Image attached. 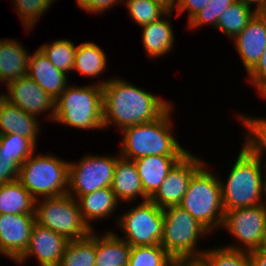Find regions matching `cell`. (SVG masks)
Listing matches in <instances>:
<instances>
[{
    "mask_svg": "<svg viewBox=\"0 0 266 266\" xmlns=\"http://www.w3.org/2000/svg\"><path fill=\"white\" fill-rule=\"evenodd\" d=\"M172 259L161 245L133 246L128 266H170Z\"/></svg>",
    "mask_w": 266,
    "mask_h": 266,
    "instance_id": "34",
    "label": "cell"
},
{
    "mask_svg": "<svg viewBox=\"0 0 266 266\" xmlns=\"http://www.w3.org/2000/svg\"><path fill=\"white\" fill-rule=\"evenodd\" d=\"M1 96L25 113L35 117L46 116L44 119L53 123L55 99L28 76L9 82Z\"/></svg>",
    "mask_w": 266,
    "mask_h": 266,
    "instance_id": "13",
    "label": "cell"
},
{
    "mask_svg": "<svg viewBox=\"0 0 266 266\" xmlns=\"http://www.w3.org/2000/svg\"><path fill=\"white\" fill-rule=\"evenodd\" d=\"M198 154L188 152L168 173L156 193L149 199L161 209L182 202L192 176L207 162Z\"/></svg>",
    "mask_w": 266,
    "mask_h": 266,
    "instance_id": "12",
    "label": "cell"
},
{
    "mask_svg": "<svg viewBox=\"0 0 266 266\" xmlns=\"http://www.w3.org/2000/svg\"><path fill=\"white\" fill-rule=\"evenodd\" d=\"M249 258L251 266H266V251L264 250H253L249 252Z\"/></svg>",
    "mask_w": 266,
    "mask_h": 266,
    "instance_id": "41",
    "label": "cell"
},
{
    "mask_svg": "<svg viewBox=\"0 0 266 266\" xmlns=\"http://www.w3.org/2000/svg\"><path fill=\"white\" fill-rule=\"evenodd\" d=\"M35 222L69 241L83 239L92 231L82 219L77 199L68 193L37 199Z\"/></svg>",
    "mask_w": 266,
    "mask_h": 266,
    "instance_id": "8",
    "label": "cell"
},
{
    "mask_svg": "<svg viewBox=\"0 0 266 266\" xmlns=\"http://www.w3.org/2000/svg\"><path fill=\"white\" fill-rule=\"evenodd\" d=\"M236 1L237 0H210L197 15L186 23L187 30L195 31L204 26H211L212 29H215L221 13Z\"/></svg>",
    "mask_w": 266,
    "mask_h": 266,
    "instance_id": "35",
    "label": "cell"
},
{
    "mask_svg": "<svg viewBox=\"0 0 266 266\" xmlns=\"http://www.w3.org/2000/svg\"><path fill=\"white\" fill-rule=\"evenodd\" d=\"M235 115L244 129L242 146L266 165V117L238 112Z\"/></svg>",
    "mask_w": 266,
    "mask_h": 266,
    "instance_id": "26",
    "label": "cell"
},
{
    "mask_svg": "<svg viewBox=\"0 0 266 266\" xmlns=\"http://www.w3.org/2000/svg\"><path fill=\"white\" fill-rule=\"evenodd\" d=\"M35 201L18 180L0 185V214H35Z\"/></svg>",
    "mask_w": 266,
    "mask_h": 266,
    "instance_id": "27",
    "label": "cell"
},
{
    "mask_svg": "<svg viewBox=\"0 0 266 266\" xmlns=\"http://www.w3.org/2000/svg\"><path fill=\"white\" fill-rule=\"evenodd\" d=\"M130 251L131 246L112 230H95V266H128Z\"/></svg>",
    "mask_w": 266,
    "mask_h": 266,
    "instance_id": "25",
    "label": "cell"
},
{
    "mask_svg": "<svg viewBox=\"0 0 266 266\" xmlns=\"http://www.w3.org/2000/svg\"><path fill=\"white\" fill-rule=\"evenodd\" d=\"M120 154H84L78 161H69L68 194L75 199L96 190L111 187L114 169Z\"/></svg>",
    "mask_w": 266,
    "mask_h": 266,
    "instance_id": "10",
    "label": "cell"
},
{
    "mask_svg": "<svg viewBox=\"0 0 266 266\" xmlns=\"http://www.w3.org/2000/svg\"><path fill=\"white\" fill-rule=\"evenodd\" d=\"M35 214H0V251L13 263L26 250Z\"/></svg>",
    "mask_w": 266,
    "mask_h": 266,
    "instance_id": "15",
    "label": "cell"
},
{
    "mask_svg": "<svg viewBox=\"0 0 266 266\" xmlns=\"http://www.w3.org/2000/svg\"><path fill=\"white\" fill-rule=\"evenodd\" d=\"M243 2L245 5L253 7L256 12H266V0H238Z\"/></svg>",
    "mask_w": 266,
    "mask_h": 266,
    "instance_id": "42",
    "label": "cell"
},
{
    "mask_svg": "<svg viewBox=\"0 0 266 266\" xmlns=\"http://www.w3.org/2000/svg\"><path fill=\"white\" fill-rule=\"evenodd\" d=\"M265 196H264V204L266 205V175H265Z\"/></svg>",
    "mask_w": 266,
    "mask_h": 266,
    "instance_id": "46",
    "label": "cell"
},
{
    "mask_svg": "<svg viewBox=\"0 0 266 266\" xmlns=\"http://www.w3.org/2000/svg\"><path fill=\"white\" fill-rule=\"evenodd\" d=\"M231 41L245 74H248L259 62L266 47V12H257Z\"/></svg>",
    "mask_w": 266,
    "mask_h": 266,
    "instance_id": "16",
    "label": "cell"
},
{
    "mask_svg": "<svg viewBox=\"0 0 266 266\" xmlns=\"http://www.w3.org/2000/svg\"><path fill=\"white\" fill-rule=\"evenodd\" d=\"M77 8L89 14L101 15L122 4L123 0H75ZM107 11V12H106Z\"/></svg>",
    "mask_w": 266,
    "mask_h": 266,
    "instance_id": "36",
    "label": "cell"
},
{
    "mask_svg": "<svg viewBox=\"0 0 266 266\" xmlns=\"http://www.w3.org/2000/svg\"><path fill=\"white\" fill-rule=\"evenodd\" d=\"M211 235L181 206L163 209V234L160 245L172 258L201 257L205 249L200 248L199 243Z\"/></svg>",
    "mask_w": 266,
    "mask_h": 266,
    "instance_id": "7",
    "label": "cell"
},
{
    "mask_svg": "<svg viewBox=\"0 0 266 266\" xmlns=\"http://www.w3.org/2000/svg\"><path fill=\"white\" fill-rule=\"evenodd\" d=\"M38 146L27 137L15 134H0V152L13 157L21 166L36 150Z\"/></svg>",
    "mask_w": 266,
    "mask_h": 266,
    "instance_id": "33",
    "label": "cell"
},
{
    "mask_svg": "<svg viewBox=\"0 0 266 266\" xmlns=\"http://www.w3.org/2000/svg\"><path fill=\"white\" fill-rule=\"evenodd\" d=\"M258 250L266 251V226H265V230H264L263 236H262V241H261V244H260Z\"/></svg>",
    "mask_w": 266,
    "mask_h": 266,
    "instance_id": "44",
    "label": "cell"
},
{
    "mask_svg": "<svg viewBox=\"0 0 266 266\" xmlns=\"http://www.w3.org/2000/svg\"><path fill=\"white\" fill-rule=\"evenodd\" d=\"M69 240L49 228L34 223L29 243L15 264L26 265L28 259L35 258L37 266H59Z\"/></svg>",
    "mask_w": 266,
    "mask_h": 266,
    "instance_id": "14",
    "label": "cell"
},
{
    "mask_svg": "<svg viewBox=\"0 0 266 266\" xmlns=\"http://www.w3.org/2000/svg\"><path fill=\"white\" fill-rule=\"evenodd\" d=\"M173 13L168 11L157 21L141 26V42L145 57L156 60L174 51L176 39L171 19Z\"/></svg>",
    "mask_w": 266,
    "mask_h": 266,
    "instance_id": "17",
    "label": "cell"
},
{
    "mask_svg": "<svg viewBox=\"0 0 266 266\" xmlns=\"http://www.w3.org/2000/svg\"><path fill=\"white\" fill-rule=\"evenodd\" d=\"M206 162L191 178L179 206L188 211L211 234L221 231L224 209L219 177Z\"/></svg>",
    "mask_w": 266,
    "mask_h": 266,
    "instance_id": "5",
    "label": "cell"
},
{
    "mask_svg": "<svg viewBox=\"0 0 266 266\" xmlns=\"http://www.w3.org/2000/svg\"><path fill=\"white\" fill-rule=\"evenodd\" d=\"M260 99H264L266 101V87L258 94Z\"/></svg>",
    "mask_w": 266,
    "mask_h": 266,
    "instance_id": "45",
    "label": "cell"
},
{
    "mask_svg": "<svg viewBox=\"0 0 266 266\" xmlns=\"http://www.w3.org/2000/svg\"><path fill=\"white\" fill-rule=\"evenodd\" d=\"M78 205L80 208L83 221L89 226L91 230H94V222L100 220H108L115 214V218L112 220L117 222L119 214L115 212L121 207V203L115 196L111 187L102 188L92 193L80 196L78 199ZM120 206V207H119ZM116 210V211H115Z\"/></svg>",
    "mask_w": 266,
    "mask_h": 266,
    "instance_id": "20",
    "label": "cell"
},
{
    "mask_svg": "<svg viewBox=\"0 0 266 266\" xmlns=\"http://www.w3.org/2000/svg\"><path fill=\"white\" fill-rule=\"evenodd\" d=\"M71 85L55 100L53 123L82 131H104L103 90L101 85Z\"/></svg>",
    "mask_w": 266,
    "mask_h": 266,
    "instance_id": "4",
    "label": "cell"
},
{
    "mask_svg": "<svg viewBox=\"0 0 266 266\" xmlns=\"http://www.w3.org/2000/svg\"><path fill=\"white\" fill-rule=\"evenodd\" d=\"M58 70L72 74L77 45L71 39L60 38L38 47Z\"/></svg>",
    "mask_w": 266,
    "mask_h": 266,
    "instance_id": "30",
    "label": "cell"
},
{
    "mask_svg": "<svg viewBox=\"0 0 266 266\" xmlns=\"http://www.w3.org/2000/svg\"><path fill=\"white\" fill-rule=\"evenodd\" d=\"M170 266H206L201 257L199 258H173Z\"/></svg>",
    "mask_w": 266,
    "mask_h": 266,
    "instance_id": "40",
    "label": "cell"
},
{
    "mask_svg": "<svg viewBox=\"0 0 266 266\" xmlns=\"http://www.w3.org/2000/svg\"><path fill=\"white\" fill-rule=\"evenodd\" d=\"M95 229L79 240H71L66 246L59 266H95Z\"/></svg>",
    "mask_w": 266,
    "mask_h": 266,
    "instance_id": "29",
    "label": "cell"
},
{
    "mask_svg": "<svg viewBox=\"0 0 266 266\" xmlns=\"http://www.w3.org/2000/svg\"><path fill=\"white\" fill-rule=\"evenodd\" d=\"M69 161L36 150L19 169L18 181L37 200L68 193Z\"/></svg>",
    "mask_w": 266,
    "mask_h": 266,
    "instance_id": "6",
    "label": "cell"
},
{
    "mask_svg": "<svg viewBox=\"0 0 266 266\" xmlns=\"http://www.w3.org/2000/svg\"><path fill=\"white\" fill-rule=\"evenodd\" d=\"M183 157L149 155L133 160L140 176L144 194L148 199L156 193L171 169Z\"/></svg>",
    "mask_w": 266,
    "mask_h": 266,
    "instance_id": "23",
    "label": "cell"
},
{
    "mask_svg": "<svg viewBox=\"0 0 266 266\" xmlns=\"http://www.w3.org/2000/svg\"><path fill=\"white\" fill-rule=\"evenodd\" d=\"M27 76L55 100L70 84L68 74L55 68L39 48L30 52Z\"/></svg>",
    "mask_w": 266,
    "mask_h": 266,
    "instance_id": "18",
    "label": "cell"
},
{
    "mask_svg": "<svg viewBox=\"0 0 266 266\" xmlns=\"http://www.w3.org/2000/svg\"><path fill=\"white\" fill-rule=\"evenodd\" d=\"M246 76L245 80L254 87L257 95L266 87V47L259 62Z\"/></svg>",
    "mask_w": 266,
    "mask_h": 266,
    "instance_id": "37",
    "label": "cell"
},
{
    "mask_svg": "<svg viewBox=\"0 0 266 266\" xmlns=\"http://www.w3.org/2000/svg\"><path fill=\"white\" fill-rule=\"evenodd\" d=\"M256 13L254 8L237 0L221 13L215 30L232 40L246 27Z\"/></svg>",
    "mask_w": 266,
    "mask_h": 266,
    "instance_id": "28",
    "label": "cell"
},
{
    "mask_svg": "<svg viewBox=\"0 0 266 266\" xmlns=\"http://www.w3.org/2000/svg\"><path fill=\"white\" fill-rule=\"evenodd\" d=\"M111 189L121 204L127 203L128 208L131 203L144 202L149 200L143 191L140 176L133 160L118 157ZM139 198V199H138Z\"/></svg>",
    "mask_w": 266,
    "mask_h": 266,
    "instance_id": "21",
    "label": "cell"
},
{
    "mask_svg": "<svg viewBox=\"0 0 266 266\" xmlns=\"http://www.w3.org/2000/svg\"><path fill=\"white\" fill-rule=\"evenodd\" d=\"M265 226V204L225 211L221 230L227 231V235L235 240L223 246L246 252L256 250L261 244Z\"/></svg>",
    "mask_w": 266,
    "mask_h": 266,
    "instance_id": "11",
    "label": "cell"
},
{
    "mask_svg": "<svg viewBox=\"0 0 266 266\" xmlns=\"http://www.w3.org/2000/svg\"><path fill=\"white\" fill-rule=\"evenodd\" d=\"M159 4H161L168 11L174 12V8L176 6L177 0H153Z\"/></svg>",
    "mask_w": 266,
    "mask_h": 266,
    "instance_id": "43",
    "label": "cell"
},
{
    "mask_svg": "<svg viewBox=\"0 0 266 266\" xmlns=\"http://www.w3.org/2000/svg\"><path fill=\"white\" fill-rule=\"evenodd\" d=\"M102 90L104 130L115 126L122 131L130 126L154 121L174 103L117 75L112 76Z\"/></svg>",
    "mask_w": 266,
    "mask_h": 266,
    "instance_id": "1",
    "label": "cell"
},
{
    "mask_svg": "<svg viewBox=\"0 0 266 266\" xmlns=\"http://www.w3.org/2000/svg\"><path fill=\"white\" fill-rule=\"evenodd\" d=\"M104 48L94 43V41H84L77 45L73 73L82 75L88 79H96L93 84L103 86L111 78L105 79L102 75L106 73L109 68L107 65V53ZM75 71V72H74ZM77 71V72H76ZM102 78L101 80L99 78ZM99 81H98V80Z\"/></svg>",
    "mask_w": 266,
    "mask_h": 266,
    "instance_id": "24",
    "label": "cell"
},
{
    "mask_svg": "<svg viewBox=\"0 0 266 266\" xmlns=\"http://www.w3.org/2000/svg\"><path fill=\"white\" fill-rule=\"evenodd\" d=\"M201 259L206 266H251L249 252L230 249L223 245L205 248Z\"/></svg>",
    "mask_w": 266,
    "mask_h": 266,
    "instance_id": "31",
    "label": "cell"
},
{
    "mask_svg": "<svg viewBox=\"0 0 266 266\" xmlns=\"http://www.w3.org/2000/svg\"><path fill=\"white\" fill-rule=\"evenodd\" d=\"M128 11V18L139 27L157 21L168 10L153 0H123L122 3Z\"/></svg>",
    "mask_w": 266,
    "mask_h": 266,
    "instance_id": "32",
    "label": "cell"
},
{
    "mask_svg": "<svg viewBox=\"0 0 266 266\" xmlns=\"http://www.w3.org/2000/svg\"><path fill=\"white\" fill-rule=\"evenodd\" d=\"M125 212L118 213L117 222L111 229L131 247L160 245L163 234V209L150 200L132 203ZM118 230L123 234L116 233ZM120 235V236H119Z\"/></svg>",
    "mask_w": 266,
    "mask_h": 266,
    "instance_id": "9",
    "label": "cell"
},
{
    "mask_svg": "<svg viewBox=\"0 0 266 266\" xmlns=\"http://www.w3.org/2000/svg\"><path fill=\"white\" fill-rule=\"evenodd\" d=\"M175 105L172 104L156 120L127 127L120 131L121 143L119 154L121 157L136 160L140 157L156 156H185L190 150L183 147L176 139L173 114Z\"/></svg>",
    "mask_w": 266,
    "mask_h": 266,
    "instance_id": "2",
    "label": "cell"
},
{
    "mask_svg": "<svg viewBox=\"0 0 266 266\" xmlns=\"http://www.w3.org/2000/svg\"><path fill=\"white\" fill-rule=\"evenodd\" d=\"M20 166L13 161V157L0 152V185L18 179Z\"/></svg>",
    "mask_w": 266,
    "mask_h": 266,
    "instance_id": "38",
    "label": "cell"
},
{
    "mask_svg": "<svg viewBox=\"0 0 266 266\" xmlns=\"http://www.w3.org/2000/svg\"><path fill=\"white\" fill-rule=\"evenodd\" d=\"M209 1L210 0H177L176 6L174 8V12L176 13L175 17H180L186 12L188 23L208 4Z\"/></svg>",
    "mask_w": 266,
    "mask_h": 266,
    "instance_id": "39",
    "label": "cell"
},
{
    "mask_svg": "<svg viewBox=\"0 0 266 266\" xmlns=\"http://www.w3.org/2000/svg\"><path fill=\"white\" fill-rule=\"evenodd\" d=\"M238 152L228 177L217 174L224 211L264 204L266 165L243 146Z\"/></svg>",
    "mask_w": 266,
    "mask_h": 266,
    "instance_id": "3",
    "label": "cell"
},
{
    "mask_svg": "<svg viewBox=\"0 0 266 266\" xmlns=\"http://www.w3.org/2000/svg\"><path fill=\"white\" fill-rule=\"evenodd\" d=\"M29 52L16 38H0V86L27 76Z\"/></svg>",
    "mask_w": 266,
    "mask_h": 266,
    "instance_id": "22",
    "label": "cell"
},
{
    "mask_svg": "<svg viewBox=\"0 0 266 266\" xmlns=\"http://www.w3.org/2000/svg\"><path fill=\"white\" fill-rule=\"evenodd\" d=\"M41 117L25 113L0 96V134H15L30 138L37 146L42 133Z\"/></svg>",
    "mask_w": 266,
    "mask_h": 266,
    "instance_id": "19",
    "label": "cell"
}]
</instances>
